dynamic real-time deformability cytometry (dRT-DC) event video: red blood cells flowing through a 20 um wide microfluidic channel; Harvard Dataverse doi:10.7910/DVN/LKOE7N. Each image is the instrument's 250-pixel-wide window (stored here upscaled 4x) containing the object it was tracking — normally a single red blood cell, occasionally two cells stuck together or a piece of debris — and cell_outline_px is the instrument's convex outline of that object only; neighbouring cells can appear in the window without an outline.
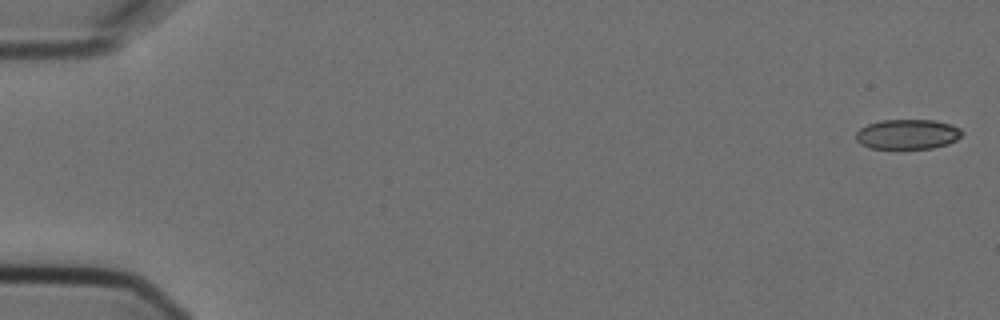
{"species": "Egyptian fruit bat (a non-hibernating species)", "species_latin": "Rousettus aegyptiacus", "temperature_condition": "cold", "stored_images_in_passage": 7, "camera_frame_rate_fps": 3000, "um_per_image_px": 0.085, "animal": {"sex": "female"}, "frame": {"image": 1, "passage_image": 1, "time_ms": 0.0, "image_size_px": [1000, 320], "cell_outline_px": [[964, 132], [956, 140], [948, 144], [932, 148], [868, 148], [860, 144], [856, 140], [856, 132], [860, 128], [868, 124], [880, 120], [932, 120], [952, 124], [960, 128]], "centroid_in_image_um": [77.14, 11.4], "position_along_channel_um": 7.9, "area_um2": 18.55}}
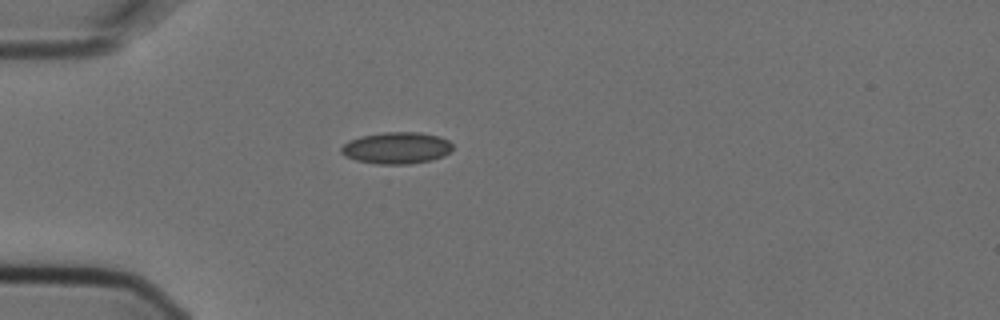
{"frame": {"image": 2, "passage_image": 5, "time_ms": 1.333, "image_size_px": [1000, 320], "cell_outline_px": [[452, 148], [444, 156], [432, 160], [408, 164], [376, 164], [356, 160], [344, 156], [340, 152], [340, 148], [348, 140], [360, 136], [384, 132], [420, 132], [440, 136], [448, 140], [452, 144]], "centroid_in_image_um": [33.69, 12.57], "position_along_channel_um": 51.3, "area_um2": 20.75}}